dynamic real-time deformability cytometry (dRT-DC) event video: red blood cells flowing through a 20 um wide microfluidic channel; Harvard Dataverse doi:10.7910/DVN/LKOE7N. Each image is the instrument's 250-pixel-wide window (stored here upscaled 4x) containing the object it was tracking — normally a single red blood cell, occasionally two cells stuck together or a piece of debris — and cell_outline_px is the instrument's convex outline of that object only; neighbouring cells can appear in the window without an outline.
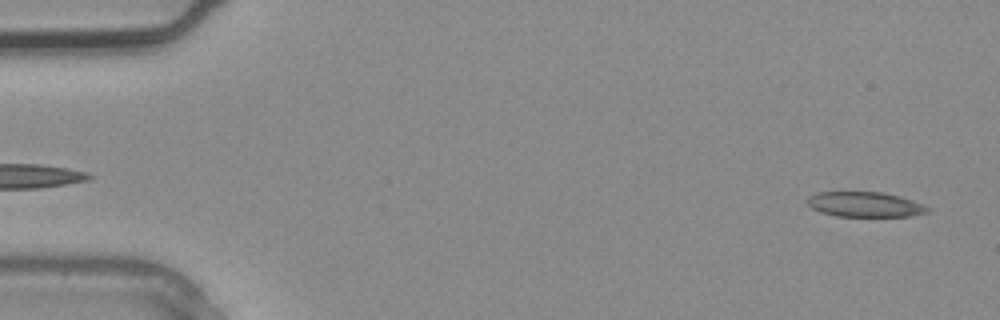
{"species": "common noctule bat (a hibernating species)", "species_latin": "Nyctalus noctula", "temperature_condition": "warm", "stored_images_in_passage": 3, "camera_frame_rate_fps": 3000, "um_per_image_px": 0.085, "animal": {"sex": "male", "body_mass_g": 20.4}, "frame": {"image": 1, "passage_image": 1, "time_ms": 0.0, "image_size_px": [1000, 320], "cell_outline_px": [[932, 208], [928, 212], [912, 216], [836, 216], [820, 212], [812, 208], [804, 200], [808, 196], [816, 192], [880, 192], [900, 196], [912, 200]], "centroid_in_image_um": [73.5, 17.37], "position_along_channel_um": 11.5, "area_um2": 17.69}}